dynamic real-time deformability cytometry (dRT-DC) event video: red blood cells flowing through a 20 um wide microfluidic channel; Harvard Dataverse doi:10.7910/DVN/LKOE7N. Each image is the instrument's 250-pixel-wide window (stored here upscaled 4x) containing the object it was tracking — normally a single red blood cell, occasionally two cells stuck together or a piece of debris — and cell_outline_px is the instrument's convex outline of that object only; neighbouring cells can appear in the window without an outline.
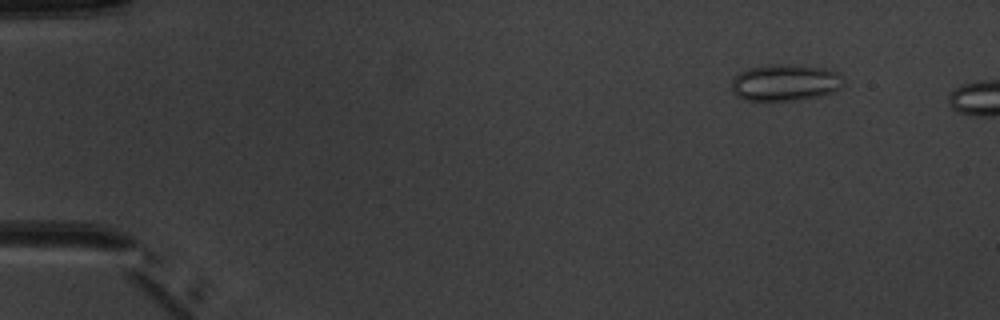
{"species": "common noctule bat (a hibernating species)", "species_latin": "Nyctalus noctula", "temperature_condition": "warm", "stored_images_in_passage": 5, "camera_frame_rate_fps": 3000, "um_per_image_px": 0.085, "animal": {"sex": "male", "body_mass_g": 20.1, "forearm_length_mm": 53.5}, "frame": {"image": 1, "passage_image": 2, "time_ms": 1.0, "image_size_px": [1000, 320], "cell_outline_px": [[844, 84], [840, 88], [832, 92], [820, 96], [796, 100], [744, 100], [736, 96], [732, 88], [732, 80], [740, 72], [748, 68], [768, 64], [792, 64], [824, 68], [840, 72], [844, 76]], "centroid_in_image_um": [66.78, 7.0], "position_along_channel_um": 18.2, "area_um2": 24.16}}